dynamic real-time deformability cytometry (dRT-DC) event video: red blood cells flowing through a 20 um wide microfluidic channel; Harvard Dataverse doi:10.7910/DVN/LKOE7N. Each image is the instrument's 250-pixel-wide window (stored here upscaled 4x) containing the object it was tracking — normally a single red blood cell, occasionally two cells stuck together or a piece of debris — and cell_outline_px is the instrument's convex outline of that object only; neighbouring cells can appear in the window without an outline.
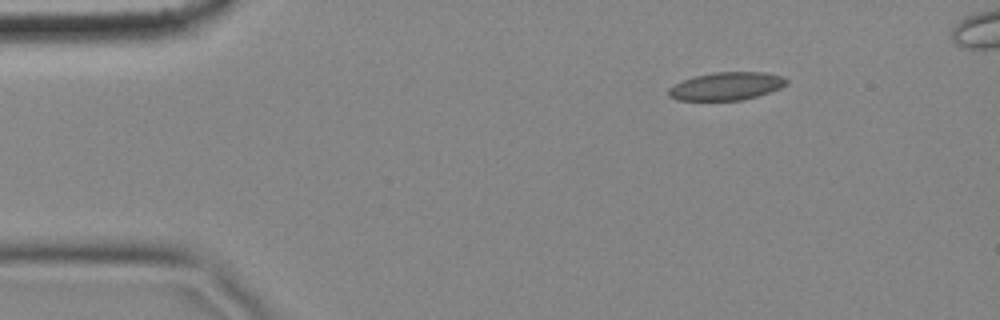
{"species": "common noctule bat (a hibernating species)", "species_latin": "Nyctalus noctula", "temperature_condition": "cold", "stored_images_in_passage": 9, "camera_frame_rate_fps": 3000, "um_per_image_px": 0.085, "animal": {"sex": "female", "body_mass_g": 18.4}, "frame": {"image": 1, "passage_image": 2, "time_ms": 0.333, "image_size_px": [1000, 320], "cell_outline_px": [[788, 84], [780, 88], [744, 100], [676, 100], [668, 96], [668, 88], [684, 80], [696, 76], [716, 72], [764, 72], [784, 76], [788, 80]], "centroid_in_image_um": [61.77, 7.32], "position_along_channel_um": 23.2, "area_um2": 19.13}}
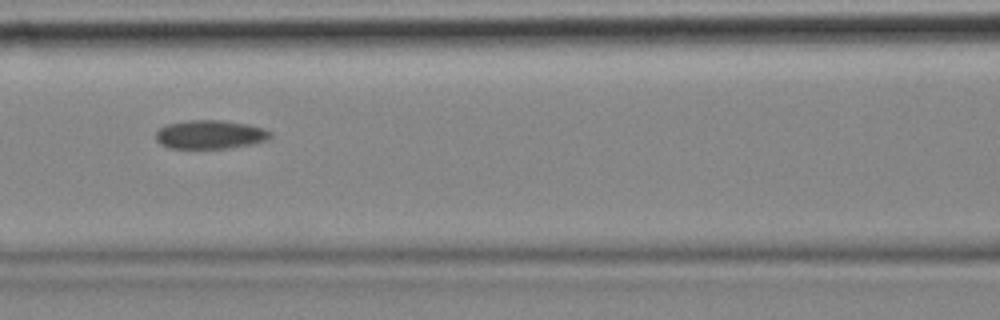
{"frame": {"image": 2, "passage_image": 6, "time_ms": 1.667, "image_size_px": [1000, 320], "cell_outline_px": [[272, 136], [264, 140], [248, 144], [228, 148], [168, 148], [160, 144], [156, 140], [156, 132], [160, 128], [168, 124], [188, 120], [220, 120], [248, 124], [272, 132]], "centroid_in_image_um": [17.81, 11.43], "position_along_channel_um": 148.8, "area_um2": 18.9}}